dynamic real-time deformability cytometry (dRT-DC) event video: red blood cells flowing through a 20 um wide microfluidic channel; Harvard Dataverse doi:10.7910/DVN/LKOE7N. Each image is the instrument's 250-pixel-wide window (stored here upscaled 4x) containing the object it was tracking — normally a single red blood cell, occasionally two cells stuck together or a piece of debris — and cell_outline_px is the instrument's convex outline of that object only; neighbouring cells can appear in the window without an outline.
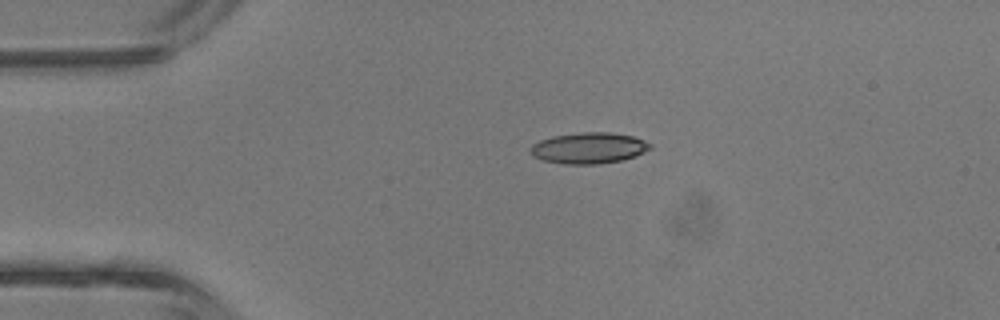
{"species": "common noctule bat (a hibernating species)", "species_latin": "Nyctalus noctula", "temperature_condition": "room temperature", "stored_images_in_passage": 5, "segment_of_instrument_passage": [1, 2], "camera_frame_rate_fps": 3000, "um_per_image_px": 0.085, "animal": {"sex": "male", "body_mass_g": 13.3}, "frame": {"image": 1, "passage_image": 3, "time_ms": 2.333, "image_size_px": [1000, 320], "cell_outline_px": [[652, 148], [636, 156], [624, 160], [596, 164], [564, 164], [544, 160], [532, 156], [528, 148], [532, 144], [540, 140], [552, 136], [580, 132], [608, 132], [632, 136], [644, 140], [652, 144]], "centroid_in_image_um": [50.04, 12.58], "position_along_channel_um": 35.0, "area_um2": 21.85}}